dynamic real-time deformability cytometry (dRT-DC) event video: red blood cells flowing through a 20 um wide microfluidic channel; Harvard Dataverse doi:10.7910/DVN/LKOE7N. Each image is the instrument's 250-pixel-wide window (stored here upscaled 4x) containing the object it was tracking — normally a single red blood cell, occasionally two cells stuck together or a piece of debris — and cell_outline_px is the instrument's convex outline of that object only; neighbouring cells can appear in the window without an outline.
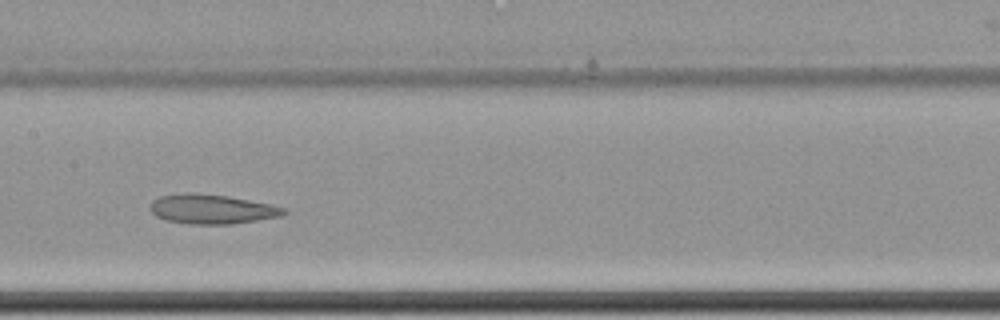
{"species": "common noctule bat (a hibernating species)", "species_latin": "Nyctalus noctula", "temperature_condition": "cold", "stored_images_in_passage": 10, "camera_frame_rate_fps": 3000, "um_per_image_px": 0.085, "animal": {"sex": "female", "body_mass_g": 22.7, "forearm_length_mm": 54.2}, "frame": {"image": 1, "passage_image": 9, "time_ms": 2.667, "image_size_px": [1000, 320], "cell_outline_px": [[288, 212], [280, 216], [232, 224], [188, 224], [164, 220], [156, 216], [152, 212], [152, 200], [160, 196], [188, 192], [192, 192], [228, 196], [272, 204], [288, 208]], "centroid_in_image_um": [18.04, 17.77], "position_along_channel_um": 189.4, "area_um2": 23.06}}
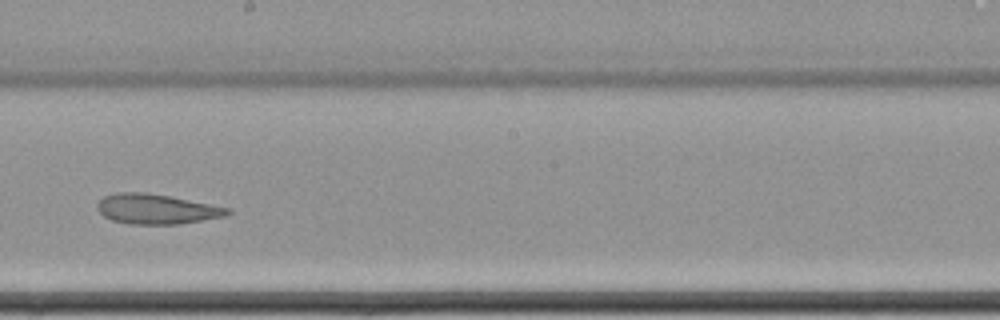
{"frame": {"image": 2, "passage_image": 10, "time_ms": 3.0, "image_size_px": [1000, 320], "cell_outline_px": [[232, 212], [224, 216], [180, 224], [128, 224], [112, 220], [104, 216], [96, 208], [96, 204], [104, 196], [116, 192], [144, 192], [168, 196], [232, 208]], "centroid_in_image_um": [13.29, 17.77], "position_along_channel_um": 234.9, "area_um2": 22.72}}